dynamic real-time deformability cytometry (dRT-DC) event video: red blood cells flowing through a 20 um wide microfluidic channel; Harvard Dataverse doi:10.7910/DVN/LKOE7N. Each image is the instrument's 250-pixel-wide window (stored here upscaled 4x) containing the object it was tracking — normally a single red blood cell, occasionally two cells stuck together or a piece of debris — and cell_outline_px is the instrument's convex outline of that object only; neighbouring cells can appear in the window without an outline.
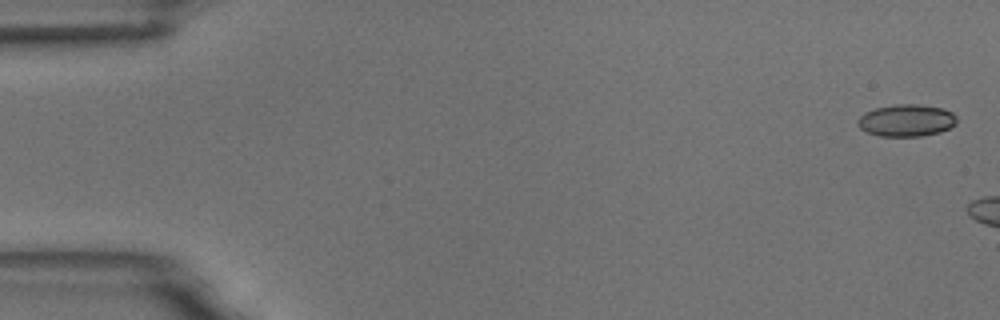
{"species": "common noctule bat (a hibernating species)", "species_latin": "Nyctalus noctula", "temperature_condition": "room temperature", "stored_images_in_passage": 6, "camera_frame_rate_fps": 3000, "um_per_image_px": 0.085, "animal": {"sex": "male", "body_mass_g": 18.8}, "frame": {"image": 1, "passage_image": 1, "time_ms": 0.0, "image_size_px": [1000, 320], "cell_outline_px": [[956, 124], [940, 132], [920, 136], [880, 136], [868, 132], [860, 128], [856, 124], [856, 120], [864, 112], [876, 108], [896, 104], [920, 104], [944, 108], [952, 112], [956, 116]], "centroid_in_image_um": [77.04, 10.22], "position_along_channel_um": 8.0, "area_um2": 18.61}}
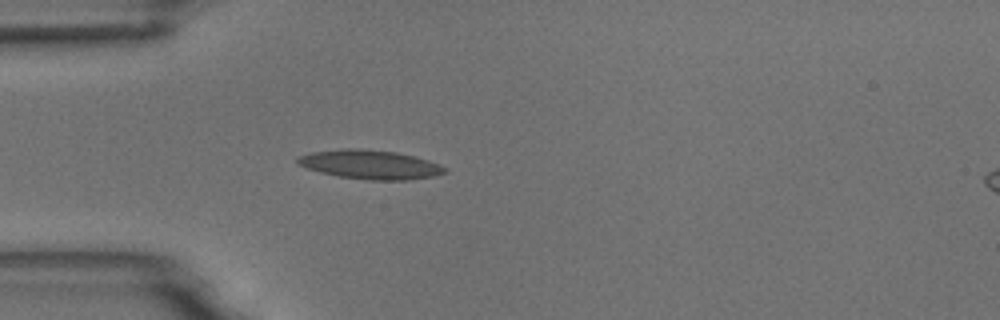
{"frame": {"image": 2, "passage_image": 6, "time_ms": 6.667, "image_size_px": [1000, 320], "cell_outline_px": [[448, 172], [432, 176], [408, 180], [368, 180], [336, 176], [320, 172], [296, 164], [296, 160], [300, 156], [312, 152], [344, 148], [360, 148], [396, 152], [428, 160], [440, 164], [448, 168]], "centroid_in_image_um": [31.47, 13.99], "position_along_channel_um": 53.5, "area_um2": 24.97}}